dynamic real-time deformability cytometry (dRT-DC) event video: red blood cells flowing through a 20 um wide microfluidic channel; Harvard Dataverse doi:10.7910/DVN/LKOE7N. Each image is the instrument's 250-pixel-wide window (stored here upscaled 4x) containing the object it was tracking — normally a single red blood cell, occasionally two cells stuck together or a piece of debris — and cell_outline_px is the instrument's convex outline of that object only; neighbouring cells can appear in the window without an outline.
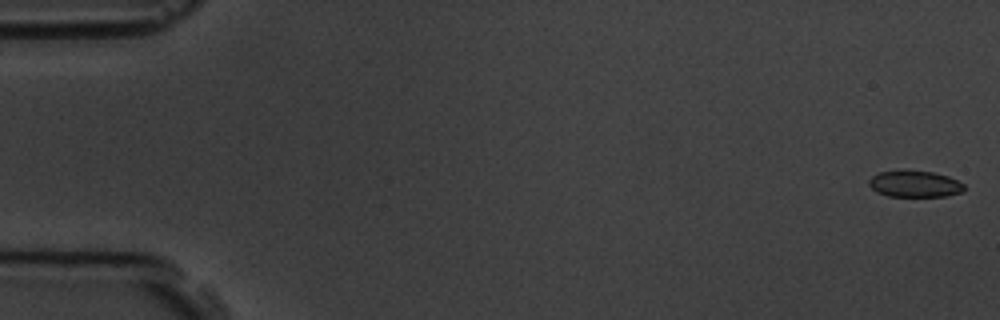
{"species": "common noctule bat (a hibernating species)", "species_latin": "Nyctalus noctula", "temperature_condition": "room temperature", "stored_images_in_passage": 6, "camera_frame_rate_fps": 3000, "um_per_image_px": 0.085, "animal": {"sex": "male", "body_mass_g": 19.5, "forearm_length_mm": 54.6}, "frame": {"image": 1, "passage_image": 1, "time_ms": 0.0, "image_size_px": [1000, 320], "cell_outline_px": [[964, 192], [948, 196], [888, 196], [876, 192], [868, 184], [868, 180], [872, 176], [880, 172], [904, 168], [932, 172], [948, 176], [964, 184]], "centroid_in_image_um": [77.73, 15.61], "position_along_channel_um": 7.3, "area_um2": 15.09}}
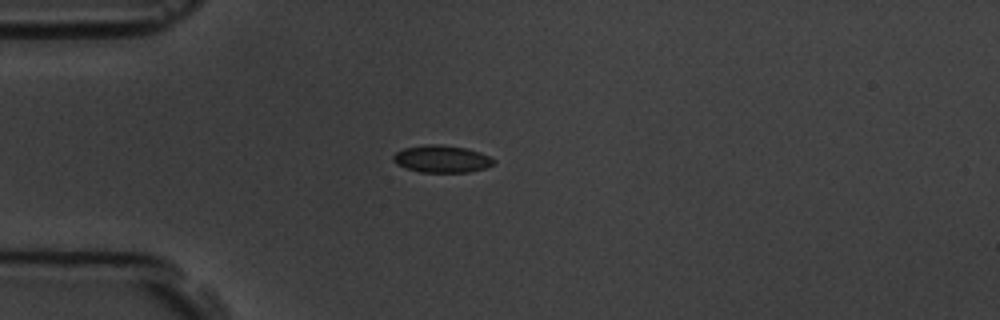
{"frame": {"image": 2, "passage_image": 5, "time_ms": 4.667, "image_size_px": [1000, 320], "cell_outline_px": [[496, 164], [484, 168], [468, 172], [420, 172], [396, 164], [392, 160], [392, 156], [396, 152], [404, 148], [424, 144], [440, 144], [464, 148], [480, 152], [496, 160]], "centroid_in_image_um": [37.54, 13.5], "position_along_channel_um": 47.5, "area_um2": 15.95}}